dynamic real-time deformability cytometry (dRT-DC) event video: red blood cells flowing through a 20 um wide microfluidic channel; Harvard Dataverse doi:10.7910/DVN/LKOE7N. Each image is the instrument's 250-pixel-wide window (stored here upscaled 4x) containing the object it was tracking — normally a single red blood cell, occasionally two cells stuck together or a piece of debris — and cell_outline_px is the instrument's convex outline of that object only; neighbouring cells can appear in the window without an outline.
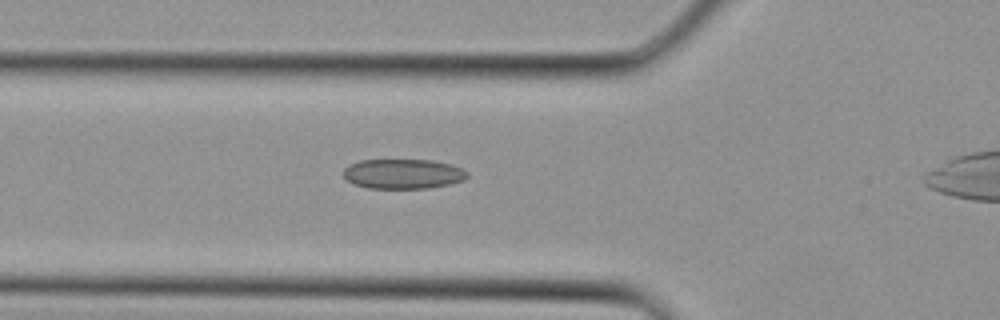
{"species": "Egyptian fruit bat (a non-hibernating species)", "species_latin": "Rousettus aegyptiacus", "temperature_condition": "cold", "stored_images_in_passage": 5, "camera_frame_rate_fps": 3000, "um_per_image_px": 0.085, "animal": {"sex": "female"}, "frame": {"image": 1, "passage_image": 2, "time_ms": 0.333, "image_size_px": [1000, 320], "cell_outline_px": [[468, 176], [464, 180], [448, 184], [428, 188], [368, 188], [352, 184], [344, 176], [344, 168], [348, 164], [360, 160], [432, 160], [452, 164], [468, 172]], "centroid_in_image_um": [34.24, 14.77], "position_along_channel_um": 91.6, "area_um2": 21.56}}